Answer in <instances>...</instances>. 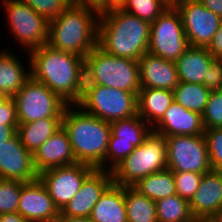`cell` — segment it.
Instances as JSON below:
<instances>
[{"mask_svg":"<svg viewBox=\"0 0 222 222\" xmlns=\"http://www.w3.org/2000/svg\"><path fill=\"white\" fill-rule=\"evenodd\" d=\"M189 207L193 218L215 215L222 207V172L212 170L203 174Z\"/></svg>","mask_w":222,"mask_h":222,"instance_id":"ffe728a7","label":"cell"},{"mask_svg":"<svg viewBox=\"0 0 222 222\" xmlns=\"http://www.w3.org/2000/svg\"><path fill=\"white\" fill-rule=\"evenodd\" d=\"M173 99L187 110L202 115L211 90L203 84L180 81L172 90Z\"/></svg>","mask_w":222,"mask_h":222,"instance_id":"f1b7e54d","label":"cell"},{"mask_svg":"<svg viewBox=\"0 0 222 222\" xmlns=\"http://www.w3.org/2000/svg\"><path fill=\"white\" fill-rule=\"evenodd\" d=\"M203 6L222 18V0H199Z\"/></svg>","mask_w":222,"mask_h":222,"instance_id":"b9f144b4","label":"cell"},{"mask_svg":"<svg viewBox=\"0 0 222 222\" xmlns=\"http://www.w3.org/2000/svg\"><path fill=\"white\" fill-rule=\"evenodd\" d=\"M84 84H96L138 96L141 89L138 61L106 53L98 45L84 58Z\"/></svg>","mask_w":222,"mask_h":222,"instance_id":"5b68a950","label":"cell"},{"mask_svg":"<svg viewBox=\"0 0 222 222\" xmlns=\"http://www.w3.org/2000/svg\"><path fill=\"white\" fill-rule=\"evenodd\" d=\"M111 134L105 161L110 162L112 171L121 161L140 146L152 132V127L138 114L110 123Z\"/></svg>","mask_w":222,"mask_h":222,"instance_id":"7c38bea8","label":"cell"},{"mask_svg":"<svg viewBox=\"0 0 222 222\" xmlns=\"http://www.w3.org/2000/svg\"><path fill=\"white\" fill-rule=\"evenodd\" d=\"M98 17L93 9L71 5L49 21L47 44L85 58L98 45Z\"/></svg>","mask_w":222,"mask_h":222,"instance_id":"277c9868","label":"cell"},{"mask_svg":"<svg viewBox=\"0 0 222 222\" xmlns=\"http://www.w3.org/2000/svg\"><path fill=\"white\" fill-rule=\"evenodd\" d=\"M21 181L0 179V214L18 210Z\"/></svg>","mask_w":222,"mask_h":222,"instance_id":"1f68e13d","label":"cell"},{"mask_svg":"<svg viewBox=\"0 0 222 222\" xmlns=\"http://www.w3.org/2000/svg\"><path fill=\"white\" fill-rule=\"evenodd\" d=\"M189 47L180 13L175 6L167 7L150 24L148 52L175 62Z\"/></svg>","mask_w":222,"mask_h":222,"instance_id":"9c48e42d","label":"cell"},{"mask_svg":"<svg viewBox=\"0 0 222 222\" xmlns=\"http://www.w3.org/2000/svg\"><path fill=\"white\" fill-rule=\"evenodd\" d=\"M0 222H28L18 212L0 214Z\"/></svg>","mask_w":222,"mask_h":222,"instance_id":"ee69618b","label":"cell"},{"mask_svg":"<svg viewBox=\"0 0 222 222\" xmlns=\"http://www.w3.org/2000/svg\"><path fill=\"white\" fill-rule=\"evenodd\" d=\"M205 86L211 91L222 90V58H214L206 72Z\"/></svg>","mask_w":222,"mask_h":222,"instance_id":"8d00e7d4","label":"cell"},{"mask_svg":"<svg viewBox=\"0 0 222 222\" xmlns=\"http://www.w3.org/2000/svg\"><path fill=\"white\" fill-rule=\"evenodd\" d=\"M4 98H5L4 94L0 91V101Z\"/></svg>","mask_w":222,"mask_h":222,"instance_id":"681fc988","label":"cell"},{"mask_svg":"<svg viewBox=\"0 0 222 222\" xmlns=\"http://www.w3.org/2000/svg\"><path fill=\"white\" fill-rule=\"evenodd\" d=\"M166 139L167 168L172 172L212 171L204 134L170 136Z\"/></svg>","mask_w":222,"mask_h":222,"instance_id":"30bf717a","label":"cell"},{"mask_svg":"<svg viewBox=\"0 0 222 222\" xmlns=\"http://www.w3.org/2000/svg\"><path fill=\"white\" fill-rule=\"evenodd\" d=\"M17 128L18 126L3 125V122H0V144L10 139L17 132Z\"/></svg>","mask_w":222,"mask_h":222,"instance_id":"7bdbcfd3","label":"cell"},{"mask_svg":"<svg viewBox=\"0 0 222 222\" xmlns=\"http://www.w3.org/2000/svg\"><path fill=\"white\" fill-rule=\"evenodd\" d=\"M158 222H193L189 201L178 194L156 201Z\"/></svg>","mask_w":222,"mask_h":222,"instance_id":"f546056e","label":"cell"},{"mask_svg":"<svg viewBox=\"0 0 222 222\" xmlns=\"http://www.w3.org/2000/svg\"><path fill=\"white\" fill-rule=\"evenodd\" d=\"M29 54L31 77L47 86L68 105L76 106L83 93L84 58L58 51L48 44L31 50Z\"/></svg>","mask_w":222,"mask_h":222,"instance_id":"6da1fadb","label":"cell"},{"mask_svg":"<svg viewBox=\"0 0 222 222\" xmlns=\"http://www.w3.org/2000/svg\"><path fill=\"white\" fill-rule=\"evenodd\" d=\"M17 212L28 222H56L60 215V210L39 178L28 183L21 182Z\"/></svg>","mask_w":222,"mask_h":222,"instance_id":"2e32d148","label":"cell"},{"mask_svg":"<svg viewBox=\"0 0 222 222\" xmlns=\"http://www.w3.org/2000/svg\"><path fill=\"white\" fill-rule=\"evenodd\" d=\"M30 77L15 55L0 52V91L5 97H14Z\"/></svg>","mask_w":222,"mask_h":222,"instance_id":"484cf974","label":"cell"},{"mask_svg":"<svg viewBox=\"0 0 222 222\" xmlns=\"http://www.w3.org/2000/svg\"><path fill=\"white\" fill-rule=\"evenodd\" d=\"M213 218H214L217 222H222V207L215 213V215L213 216Z\"/></svg>","mask_w":222,"mask_h":222,"instance_id":"7dc6e473","label":"cell"},{"mask_svg":"<svg viewBox=\"0 0 222 222\" xmlns=\"http://www.w3.org/2000/svg\"><path fill=\"white\" fill-rule=\"evenodd\" d=\"M141 88H157L173 90L179 81L176 64L149 52L139 59Z\"/></svg>","mask_w":222,"mask_h":222,"instance_id":"d6986e66","label":"cell"},{"mask_svg":"<svg viewBox=\"0 0 222 222\" xmlns=\"http://www.w3.org/2000/svg\"><path fill=\"white\" fill-rule=\"evenodd\" d=\"M63 117H47L26 124H19L17 134L23 146L35 153L53 134L62 128Z\"/></svg>","mask_w":222,"mask_h":222,"instance_id":"d4e9b609","label":"cell"},{"mask_svg":"<svg viewBox=\"0 0 222 222\" xmlns=\"http://www.w3.org/2000/svg\"><path fill=\"white\" fill-rule=\"evenodd\" d=\"M204 173L173 172L176 193L188 201L194 196L199 188Z\"/></svg>","mask_w":222,"mask_h":222,"instance_id":"836d02e7","label":"cell"},{"mask_svg":"<svg viewBox=\"0 0 222 222\" xmlns=\"http://www.w3.org/2000/svg\"><path fill=\"white\" fill-rule=\"evenodd\" d=\"M94 169L90 165L77 162L42 171L39 173V179L61 210L80 190L83 181Z\"/></svg>","mask_w":222,"mask_h":222,"instance_id":"5bb4252c","label":"cell"},{"mask_svg":"<svg viewBox=\"0 0 222 222\" xmlns=\"http://www.w3.org/2000/svg\"><path fill=\"white\" fill-rule=\"evenodd\" d=\"M167 169L166 139L153 131L111 172L113 183L132 187L140 179Z\"/></svg>","mask_w":222,"mask_h":222,"instance_id":"8992f818","label":"cell"},{"mask_svg":"<svg viewBox=\"0 0 222 222\" xmlns=\"http://www.w3.org/2000/svg\"><path fill=\"white\" fill-rule=\"evenodd\" d=\"M207 49L215 58H222V23Z\"/></svg>","mask_w":222,"mask_h":222,"instance_id":"f35d334b","label":"cell"},{"mask_svg":"<svg viewBox=\"0 0 222 222\" xmlns=\"http://www.w3.org/2000/svg\"><path fill=\"white\" fill-rule=\"evenodd\" d=\"M107 168L94 169L71 201L60 210V214L68 217H90L99 198L113 183L112 172Z\"/></svg>","mask_w":222,"mask_h":222,"instance_id":"e0dca14e","label":"cell"},{"mask_svg":"<svg viewBox=\"0 0 222 222\" xmlns=\"http://www.w3.org/2000/svg\"><path fill=\"white\" fill-rule=\"evenodd\" d=\"M193 222H217L213 217L194 218Z\"/></svg>","mask_w":222,"mask_h":222,"instance_id":"bcb514c9","label":"cell"},{"mask_svg":"<svg viewBox=\"0 0 222 222\" xmlns=\"http://www.w3.org/2000/svg\"><path fill=\"white\" fill-rule=\"evenodd\" d=\"M175 8L180 13L190 46L207 48L222 18L208 10L199 0H180Z\"/></svg>","mask_w":222,"mask_h":222,"instance_id":"4fadbf2b","label":"cell"},{"mask_svg":"<svg viewBox=\"0 0 222 222\" xmlns=\"http://www.w3.org/2000/svg\"><path fill=\"white\" fill-rule=\"evenodd\" d=\"M102 3L103 0H71L73 6L93 9L99 15L102 14Z\"/></svg>","mask_w":222,"mask_h":222,"instance_id":"ab89813d","label":"cell"},{"mask_svg":"<svg viewBox=\"0 0 222 222\" xmlns=\"http://www.w3.org/2000/svg\"><path fill=\"white\" fill-rule=\"evenodd\" d=\"M36 13L47 21L55 19L62 11L70 7L71 0H23Z\"/></svg>","mask_w":222,"mask_h":222,"instance_id":"d590c367","label":"cell"},{"mask_svg":"<svg viewBox=\"0 0 222 222\" xmlns=\"http://www.w3.org/2000/svg\"><path fill=\"white\" fill-rule=\"evenodd\" d=\"M0 122L8 126L19 125L16 103L13 97H5L0 101Z\"/></svg>","mask_w":222,"mask_h":222,"instance_id":"74e56055","label":"cell"},{"mask_svg":"<svg viewBox=\"0 0 222 222\" xmlns=\"http://www.w3.org/2000/svg\"><path fill=\"white\" fill-rule=\"evenodd\" d=\"M6 16L15 39L31 51L48 43L49 21L23 0H5Z\"/></svg>","mask_w":222,"mask_h":222,"instance_id":"8fae6325","label":"cell"},{"mask_svg":"<svg viewBox=\"0 0 222 222\" xmlns=\"http://www.w3.org/2000/svg\"><path fill=\"white\" fill-rule=\"evenodd\" d=\"M19 124L47 117H63L68 104L41 82L30 77L13 97Z\"/></svg>","mask_w":222,"mask_h":222,"instance_id":"ba28073f","label":"cell"},{"mask_svg":"<svg viewBox=\"0 0 222 222\" xmlns=\"http://www.w3.org/2000/svg\"><path fill=\"white\" fill-rule=\"evenodd\" d=\"M214 58L207 48L190 46L175 61L179 81L205 86L206 72Z\"/></svg>","mask_w":222,"mask_h":222,"instance_id":"7402d4cb","label":"cell"},{"mask_svg":"<svg viewBox=\"0 0 222 222\" xmlns=\"http://www.w3.org/2000/svg\"><path fill=\"white\" fill-rule=\"evenodd\" d=\"M71 107L68 105L64 110L62 127L69 136L76 161L104 170L108 165L105 157L111 134L110 123L82 110L71 111Z\"/></svg>","mask_w":222,"mask_h":222,"instance_id":"3957f363","label":"cell"},{"mask_svg":"<svg viewBox=\"0 0 222 222\" xmlns=\"http://www.w3.org/2000/svg\"><path fill=\"white\" fill-rule=\"evenodd\" d=\"M204 129L222 127V90L210 92L208 102L202 113Z\"/></svg>","mask_w":222,"mask_h":222,"instance_id":"d6a6232c","label":"cell"},{"mask_svg":"<svg viewBox=\"0 0 222 222\" xmlns=\"http://www.w3.org/2000/svg\"><path fill=\"white\" fill-rule=\"evenodd\" d=\"M93 222H128L125 206V187L112 183L93 207Z\"/></svg>","mask_w":222,"mask_h":222,"instance_id":"603a6c76","label":"cell"},{"mask_svg":"<svg viewBox=\"0 0 222 222\" xmlns=\"http://www.w3.org/2000/svg\"><path fill=\"white\" fill-rule=\"evenodd\" d=\"M98 46L106 53L138 61L148 52L150 22L122 9L98 17Z\"/></svg>","mask_w":222,"mask_h":222,"instance_id":"7a4b0ae2","label":"cell"},{"mask_svg":"<svg viewBox=\"0 0 222 222\" xmlns=\"http://www.w3.org/2000/svg\"><path fill=\"white\" fill-rule=\"evenodd\" d=\"M168 6H175L180 0H162Z\"/></svg>","mask_w":222,"mask_h":222,"instance_id":"c3c4849f","label":"cell"},{"mask_svg":"<svg viewBox=\"0 0 222 222\" xmlns=\"http://www.w3.org/2000/svg\"><path fill=\"white\" fill-rule=\"evenodd\" d=\"M38 178L33 153L23 146L16 132L0 144V179L28 183Z\"/></svg>","mask_w":222,"mask_h":222,"instance_id":"9a60e30c","label":"cell"},{"mask_svg":"<svg viewBox=\"0 0 222 222\" xmlns=\"http://www.w3.org/2000/svg\"><path fill=\"white\" fill-rule=\"evenodd\" d=\"M154 126L152 131L163 137L200 135L205 130L201 114L187 110L175 101Z\"/></svg>","mask_w":222,"mask_h":222,"instance_id":"ac0fdd59","label":"cell"},{"mask_svg":"<svg viewBox=\"0 0 222 222\" xmlns=\"http://www.w3.org/2000/svg\"><path fill=\"white\" fill-rule=\"evenodd\" d=\"M132 187L155 202L177 194L173 172L168 168L140 179Z\"/></svg>","mask_w":222,"mask_h":222,"instance_id":"4316f807","label":"cell"},{"mask_svg":"<svg viewBox=\"0 0 222 222\" xmlns=\"http://www.w3.org/2000/svg\"><path fill=\"white\" fill-rule=\"evenodd\" d=\"M33 158L38 173L50 168L77 163L69 136L63 127L38 148Z\"/></svg>","mask_w":222,"mask_h":222,"instance_id":"44dd1931","label":"cell"},{"mask_svg":"<svg viewBox=\"0 0 222 222\" xmlns=\"http://www.w3.org/2000/svg\"><path fill=\"white\" fill-rule=\"evenodd\" d=\"M167 7L162 0H128L122 10L151 23Z\"/></svg>","mask_w":222,"mask_h":222,"instance_id":"4dcf8cb0","label":"cell"},{"mask_svg":"<svg viewBox=\"0 0 222 222\" xmlns=\"http://www.w3.org/2000/svg\"><path fill=\"white\" fill-rule=\"evenodd\" d=\"M56 222H93L90 217H68L59 215Z\"/></svg>","mask_w":222,"mask_h":222,"instance_id":"f6af8a7d","label":"cell"},{"mask_svg":"<svg viewBox=\"0 0 222 222\" xmlns=\"http://www.w3.org/2000/svg\"><path fill=\"white\" fill-rule=\"evenodd\" d=\"M137 100L138 115L150 126L155 125L163 117L164 112L174 101L171 90L157 88H141Z\"/></svg>","mask_w":222,"mask_h":222,"instance_id":"cb8c5ba5","label":"cell"},{"mask_svg":"<svg viewBox=\"0 0 222 222\" xmlns=\"http://www.w3.org/2000/svg\"><path fill=\"white\" fill-rule=\"evenodd\" d=\"M76 106L109 123L138 114L135 93L96 84H84L82 97Z\"/></svg>","mask_w":222,"mask_h":222,"instance_id":"52a82bcc","label":"cell"},{"mask_svg":"<svg viewBox=\"0 0 222 222\" xmlns=\"http://www.w3.org/2000/svg\"><path fill=\"white\" fill-rule=\"evenodd\" d=\"M204 136L212 170L222 172V127L205 129Z\"/></svg>","mask_w":222,"mask_h":222,"instance_id":"e575fe53","label":"cell"},{"mask_svg":"<svg viewBox=\"0 0 222 222\" xmlns=\"http://www.w3.org/2000/svg\"><path fill=\"white\" fill-rule=\"evenodd\" d=\"M125 206L128 222H158L156 202L133 187H125Z\"/></svg>","mask_w":222,"mask_h":222,"instance_id":"83f0119b","label":"cell"},{"mask_svg":"<svg viewBox=\"0 0 222 222\" xmlns=\"http://www.w3.org/2000/svg\"><path fill=\"white\" fill-rule=\"evenodd\" d=\"M128 0H103L102 14L117 9H123Z\"/></svg>","mask_w":222,"mask_h":222,"instance_id":"60d3db41","label":"cell"}]
</instances>
